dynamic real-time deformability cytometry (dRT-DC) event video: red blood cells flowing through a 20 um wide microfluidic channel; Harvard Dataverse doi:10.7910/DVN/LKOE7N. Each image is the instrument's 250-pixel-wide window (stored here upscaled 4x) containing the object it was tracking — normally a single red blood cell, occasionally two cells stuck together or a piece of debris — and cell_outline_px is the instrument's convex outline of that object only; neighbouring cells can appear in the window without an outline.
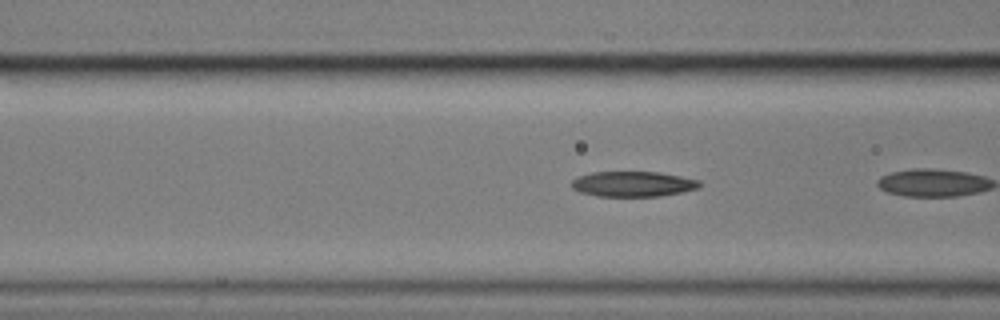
{"species": "common noctule bat (a hibernating species)", "species_latin": "Nyctalus noctula", "temperature_condition": "cold", "stored_images_in_passage": 18, "camera_frame_rate_fps": 3000, "um_per_image_px": 0.085, "animal": {"sex": "male", "body_mass_g": 17.9}, "frame": {"image": 1, "passage_image": 5, "time_ms": 1.333, "image_size_px": [1000, 320], "cell_outline_px": [[700, 188], [660, 196], [596, 196], [580, 192], [572, 188], [568, 184], [572, 180], [580, 176], [592, 172], [660, 172], [700, 180]], "centroid_in_image_um": [53.78, 15.64], "position_along_channel_um": 112.8, "area_um2": 18.9}}
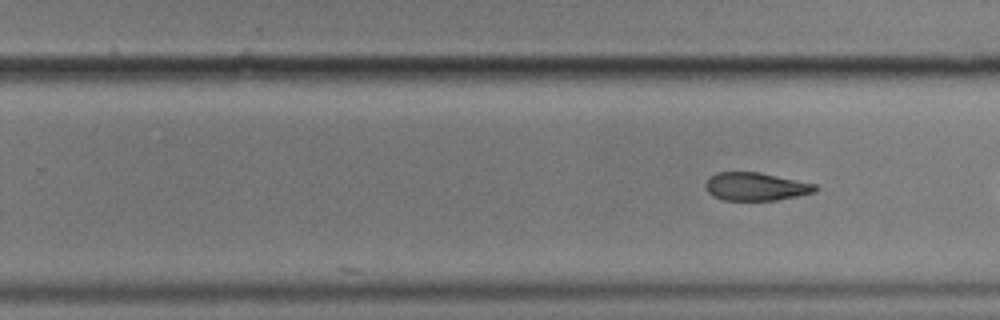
{"frame": {"image": 2, "passage_image": 18, "time_ms": 5.667, "image_size_px": [1000, 320], "cell_outline_px": [[820, 188], [816, 192], [776, 200], [724, 200], [712, 196], [704, 188], [704, 184], [708, 176], [716, 172], [760, 172], [816, 184]], "centroid_in_image_um": [64.21, 15.85], "position_along_channel_um": 265.6, "area_um2": 18.21}}